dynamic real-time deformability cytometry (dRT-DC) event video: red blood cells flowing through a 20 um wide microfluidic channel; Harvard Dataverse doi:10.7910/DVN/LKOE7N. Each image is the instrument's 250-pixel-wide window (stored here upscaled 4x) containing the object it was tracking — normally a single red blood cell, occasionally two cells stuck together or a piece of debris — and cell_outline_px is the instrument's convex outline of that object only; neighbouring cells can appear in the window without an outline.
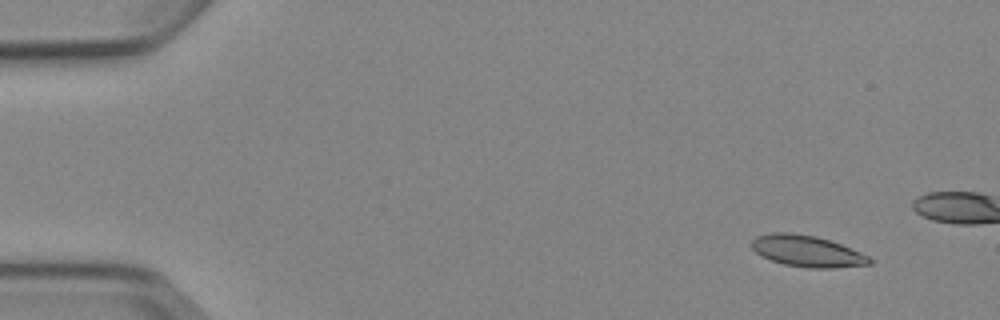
{"species": "Egyptian fruit bat (a non-hibernating species)", "species_latin": "Rousettus aegyptiacus", "temperature_condition": "cold", "stored_images_in_passage": 5, "camera_frame_rate_fps": 3000, "um_per_image_px": 0.085, "animal": {"sex": "female"}, "frame": {"image": 1, "passage_image": 2, "time_ms": 1.333, "image_size_px": [1000, 320], "cell_outline_px": [[872, 264], [832, 268], [808, 268], [784, 264], [772, 260], [756, 252], [752, 248], [752, 240], [756, 236], [772, 232], [788, 232], [816, 236], [840, 244], [860, 252], [868, 256], [872, 260]], "centroid_in_image_um": [68.6, 21.34], "position_along_channel_um": 16.4, "area_um2": 21.33}}